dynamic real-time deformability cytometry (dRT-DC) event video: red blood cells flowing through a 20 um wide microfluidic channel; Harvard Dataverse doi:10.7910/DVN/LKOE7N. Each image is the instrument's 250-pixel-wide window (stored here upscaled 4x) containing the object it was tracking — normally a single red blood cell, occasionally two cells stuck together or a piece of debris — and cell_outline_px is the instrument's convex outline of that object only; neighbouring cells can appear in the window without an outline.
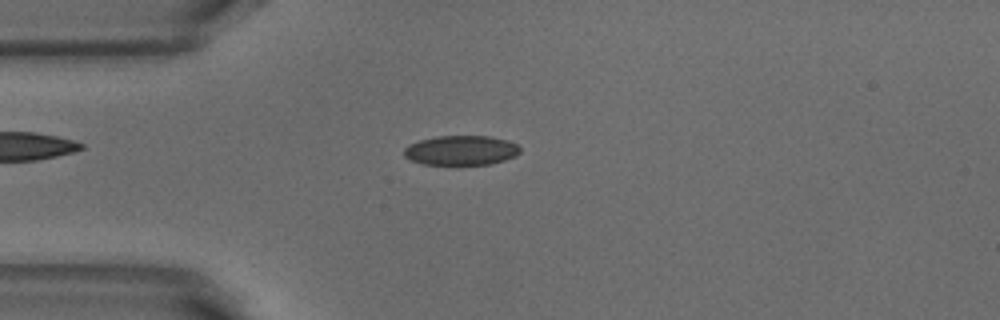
{"species": "common noctule bat (a hibernating species)", "species_latin": "Nyctalus noctula", "temperature_condition": "warm", "stored_images_in_passage": 52, "camera_frame_rate_fps": 3000, "um_per_image_px": 0.085, "animal": {"sex": "male", "body_mass_g": 18.8}, "frame": {"image": 1, "passage_image": 13, "time_ms": 4.0, "image_size_px": [1000, 320], "cell_outline_px": [[520, 152], [516, 156], [504, 160], [488, 164], [456, 168], [424, 164], [412, 160], [404, 156], [404, 148], [408, 144], [420, 140], [436, 136], [488, 136], [508, 140], [516, 144], [520, 148]], "centroid_in_image_um": [39.17, 12.82], "position_along_channel_um": 45.8, "area_um2": 20.87}}
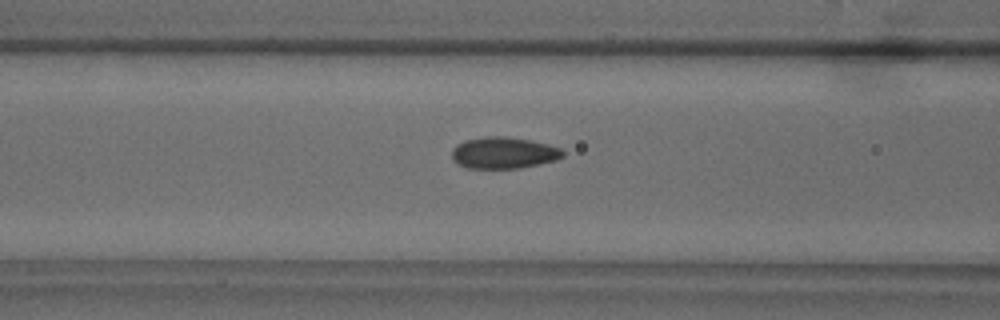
{"frame": {"image": 2, "passage_image": 20, "time_ms": 6.333, "image_size_px": [1000, 320], "cell_outline_px": [[564, 156], [556, 160], [520, 168], [468, 168], [456, 164], [452, 160], [452, 148], [456, 144], [464, 140], [484, 136], [508, 136], [532, 140], [548, 144], [560, 148], [564, 152]], "centroid_in_image_um": [42.78, 12.98], "position_along_channel_um": 123.8, "area_um2": 20.69}}
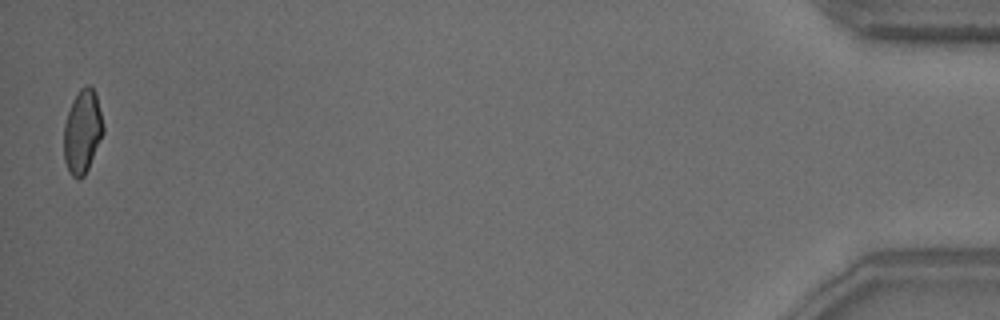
{"frame": {"image": 3, "passage_image": 51, "time_ms": 16.667, "image_size_px": [1000, 320], "cell_outline_px": [[104, 132], [88, 168], [84, 176], [80, 180], [76, 180], [68, 172], [64, 160], [64, 124], [68, 112], [80, 88], [88, 84], [96, 92], [104, 128]], "centroid_in_image_um": [7.0, 11.23], "position_along_channel_um": 428.2, "area_um2": 19.13}, "authors_computed_cell_mechanics": {"area_um2": 19.7965, "velocity_mm_per_s": 3.8735, "shape_relaxation_time_tau1_ms": 7.5088, "shape_relaxation_time_tau2_ms": 1.1396, "deformation_change_tau1": 0.1447, "deformation_change_tau2": 0.0743}}